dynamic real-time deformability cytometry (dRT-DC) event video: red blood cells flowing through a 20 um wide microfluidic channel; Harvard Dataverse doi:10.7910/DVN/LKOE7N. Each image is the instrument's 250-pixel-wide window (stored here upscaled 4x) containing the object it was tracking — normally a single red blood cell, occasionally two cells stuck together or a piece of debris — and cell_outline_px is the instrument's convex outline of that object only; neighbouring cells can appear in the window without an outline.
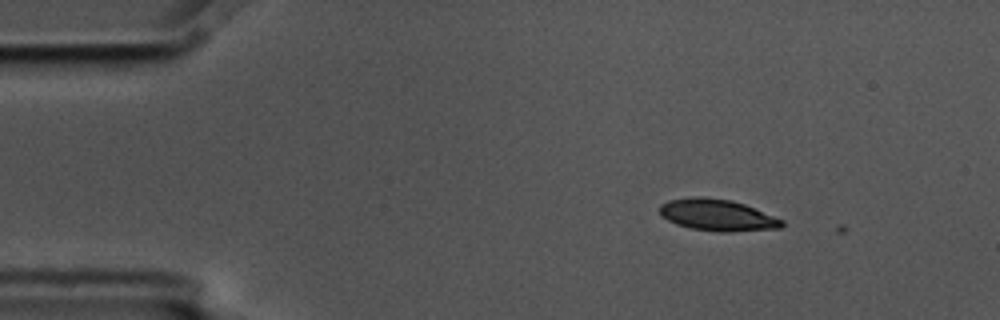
{"species": "common noctule bat (a hibernating species)", "species_latin": "Nyctalus noctula", "temperature_condition": "cold", "stored_images_in_passage": 5, "camera_frame_rate_fps": 3000, "um_per_image_px": 0.085, "animal": {"sex": "male", "body_mass_g": 17.5, "forearm_length_mm": 52.3}, "frame": {"image": 1, "passage_image": 2, "time_ms": 0.333, "image_size_px": [1000, 320], "cell_outline_px": [[784, 224], [780, 228], [732, 232], [720, 232], [692, 228], [676, 224], [660, 216], [660, 204], [668, 200], [692, 196], [704, 196], [732, 200], [744, 204], [784, 220]], "centroid_in_image_um": [60.96, 18.27], "position_along_channel_um": 24.0, "area_um2": 22.66}}
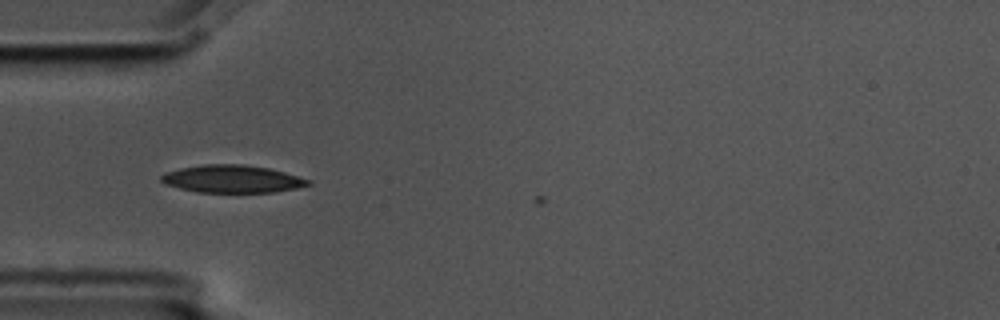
{"frame": {"image": 2, "passage_image": 4, "time_ms": 1.0, "image_size_px": [1000, 320], "cell_outline_px": [[312, 184], [296, 188], [276, 192], [196, 192], [164, 184], [160, 180], [160, 176], [164, 172], [180, 168], [204, 164], [244, 164], [268, 168], [284, 172], [312, 180]], "centroid_in_image_um": [19.73, 15.21], "position_along_channel_um": 65.3, "area_um2": 23.76}}